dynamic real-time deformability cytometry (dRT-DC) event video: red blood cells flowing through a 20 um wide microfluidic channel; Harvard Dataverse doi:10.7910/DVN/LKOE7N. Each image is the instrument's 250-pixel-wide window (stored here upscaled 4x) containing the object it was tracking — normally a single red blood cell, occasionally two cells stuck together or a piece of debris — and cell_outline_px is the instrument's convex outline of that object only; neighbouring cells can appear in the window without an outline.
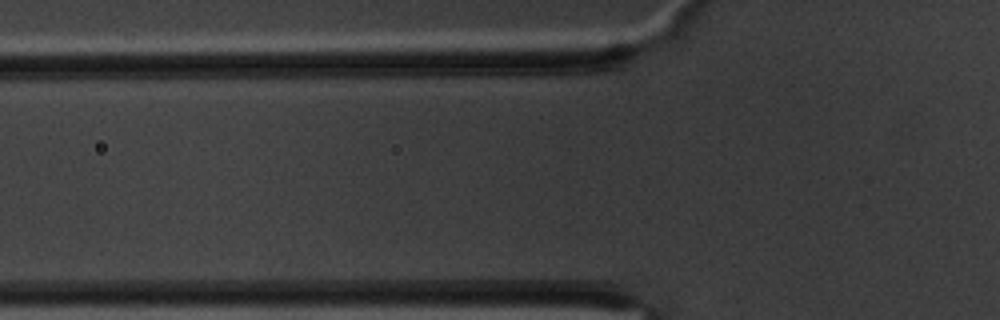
{"species": "common noctule bat (a hibernating species)", "species_latin": "Nyctalus noctula", "temperature_condition": "warm", "stored_images_in_passage": 2, "camera_frame_rate_fps": 3000, "um_per_image_px": 0.085, "animal": {"sex": "male", "body_mass_g": 20.1, "forearm_length_mm": 53.5}, "frame": {"image": 1, "passage_image": 2, "time_ms": 0.333, "image_size_px": [1000, 320], "cell_outline_px": [[708, 28], [688, 48], [668, 64], [656, 68], [644, 48], [688, 12]], "centroid_in_image_um": [57.38, 3.43], "position_along_channel_um": 68.4, "area_um2": 11.91}}